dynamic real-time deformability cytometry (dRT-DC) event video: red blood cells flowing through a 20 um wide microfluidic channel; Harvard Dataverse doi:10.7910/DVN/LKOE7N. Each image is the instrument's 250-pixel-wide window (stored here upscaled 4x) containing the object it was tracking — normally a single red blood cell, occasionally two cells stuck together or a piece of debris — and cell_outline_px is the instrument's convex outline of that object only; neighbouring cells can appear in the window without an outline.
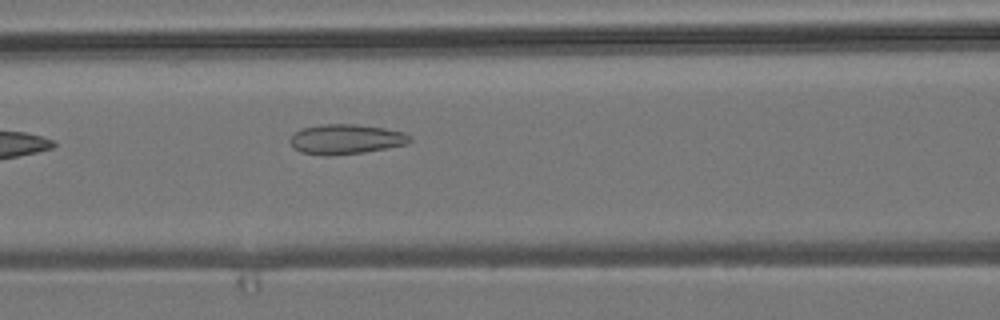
{"species": "common noctule bat (a hibernating species)", "species_latin": "Nyctalus noctula", "temperature_condition": "room temperature", "stored_images_in_passage": 4, "camera_frame_rate_fps": 3000, "um_per_image_px": 0.085, "animal": {"sex": "male", "body_mass_g": 19.2, "forearm_length_mm": 51.8}, "frame": {"image": 1, "passage_image": 4, "time_ms": 1.0, "image_size_px": [1000, 320], "cell_outline_px": [[412, 140], [408, 144], [364, 152], [328, 156], [324, 156], [300, 152], [288, 140], [296, 132], [304, 128], [320, 124], [356, 124], [384, 128], [404, 132]], "centroid_in_image_um": [29.4, 11.83], "position_along_channel_um": 137.2, "area_um2": 20.75}}